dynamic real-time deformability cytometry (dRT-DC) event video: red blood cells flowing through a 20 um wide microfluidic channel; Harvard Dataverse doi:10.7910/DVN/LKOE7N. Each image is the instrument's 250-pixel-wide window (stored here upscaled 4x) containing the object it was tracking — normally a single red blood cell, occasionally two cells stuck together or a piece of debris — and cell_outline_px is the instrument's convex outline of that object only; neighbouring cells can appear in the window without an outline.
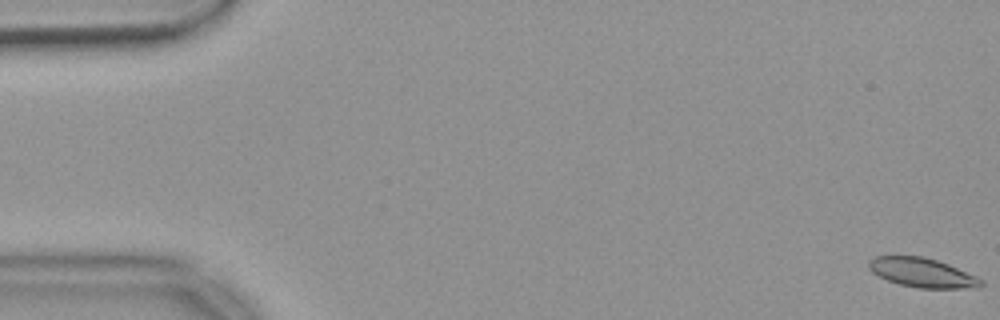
{"species": "common noctule bat (a hibernating species)", "species_latin": "Nyctalus noctula", "temperature_condition": "warm", "stored_images_in_passage": 56, "camera_frame_rate_fps": 3000, "um_per_image_px": 0.085, "animal": {"sex": "female", "body_mass_g": 18.4}, "frame": {"image": 1, "passage_image": 1, "time_ms": 0.0, "image_size_px": [1000, 320], "cell_outline_px": [[984, 284], [980, 288], [916, 288], [900, 284], [888, 280], [872, 272], [868, 268], [868, 260], [876, 256], [920, 256], [936, 260], [948, 264], [980, 280]], "centroid_in_image_um": [78.33, 23.18], "position_along_channel_um": 6.7, "area_um2": 18.79}}
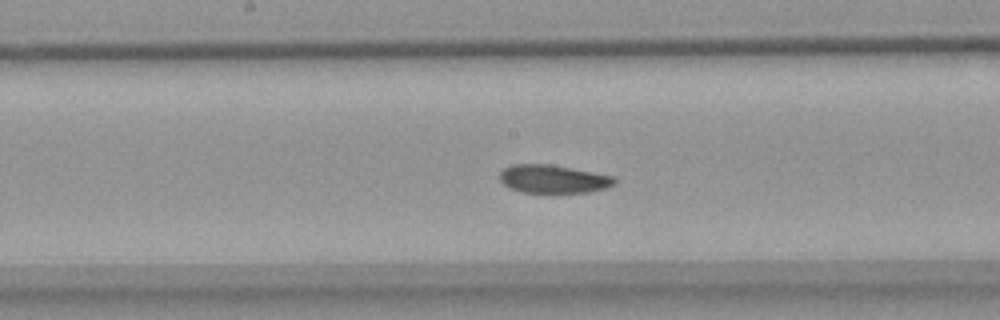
{"frame": {"image": 2, "passage_image": 29, "time_ms": 9.333, "image_size_px": [1000, 320], "cell_outline_px": [[616, 184], [604, 188], [588, 192], [520, 192], [508, 188], [500, 180], [500, 172], [504, 168], [512, 164], [548, 164], [592, 172], [612, 176], [616, 180]], "centroid_in_image_um": [46.98, 15.21], "position_along_channel_um": 201.2, "area_um2": 18.67}}
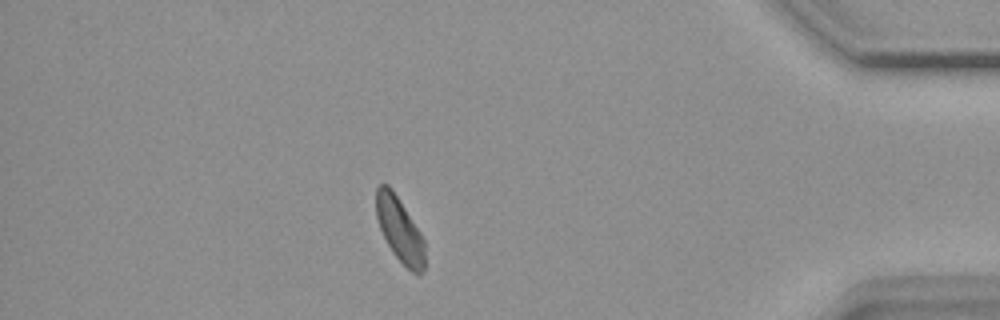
{"frame": {"image": 3, "passage_image": 49, "time_ms": 16.0, "image_size_px": [1000, 320], "cell_outline_px": [[424, 272], [420, 276], [412, 272], [392, 252], [380, 228], [376, 216], [376, 188], [380, 184], [388, 184], [392, 188], [420, 232], [424, 240]], "centroid_in_image_um": [33.97, 19.52], "position_along_channel_um": 401.2, "area_um2": 18.15}, "authors_computed_cell_mechanics": {"area_um2": 19.3052, "velocity_mm_per_s": 3.6426, "shape_relaxation_time_tau1_ms": 7.563, "shape_relaxation_time_tau2_ms": null, "deformation_change_tau1": 0.1386, "deformation_change_tau2": null}}